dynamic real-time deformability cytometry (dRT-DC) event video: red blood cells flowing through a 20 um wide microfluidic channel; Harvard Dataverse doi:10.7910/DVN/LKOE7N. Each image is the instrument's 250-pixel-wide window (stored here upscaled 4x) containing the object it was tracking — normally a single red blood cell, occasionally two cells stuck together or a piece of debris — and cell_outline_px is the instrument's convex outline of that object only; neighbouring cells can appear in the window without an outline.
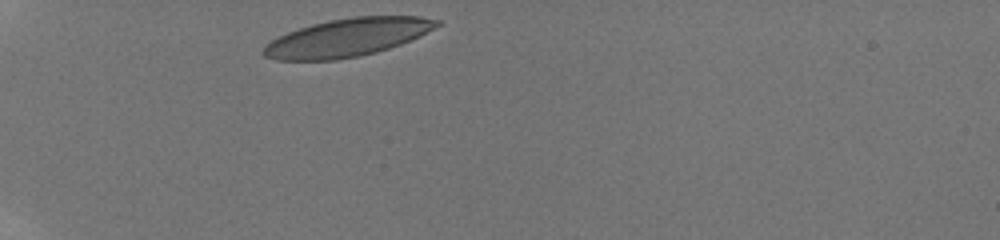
{"species": "human", "species_latin": "Homo sapiens", "temperature_condition": "room temperature", "stored_images_in_passage": 14, "camera_frame_rate_fps": 3000, "um_per_image_px": 0.085, "donor": {"sex": "male"}, "frame": {"image": 1, "passage_image": 1, "time_ms": 0.0, "image_size_px": [1000, 240], "cell_outline_px": [[440, 24], [420, 36], [400, 44], [376, 52], [360, 56], [332, 60], [276, 60], [264, 56], [260, 52], [264, 44], [288, 32], [312, 24], [328, 20], [352, 16], [420, 16], [440, 20]], "centroid_in_image_um": [29.5, 3.19], "position_along_channel_um": 55.5, "area_um2": 38.32}}
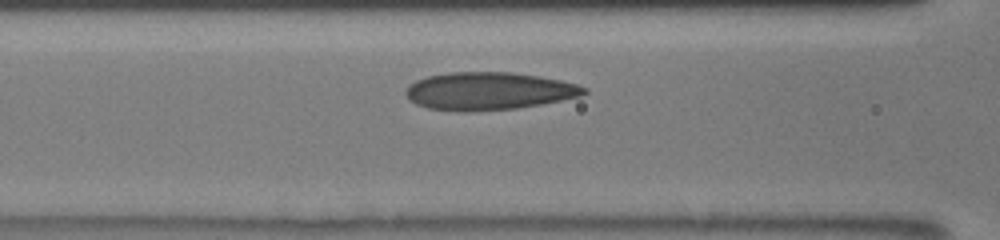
{"frame": {"image": 2, "passage_image": 9, "time_ms": 2.667, "image_size_px": [1000, 240], "cell_outline_px": [[588, 92], [580, 96], [540, 104], [516, 108], [464, 112], [428, 108], [416, 104], [408, 100], [404, 92], [408, 84], [416, 80], [428, 76], [448, 72], [512, 72], [540, 76], [560, 80], [576, 84], [588, 88]], "centroid_in_image_um": [41.5, 7.73], "position_along_channel_um": 125.1, "area_um2": 39.3}}
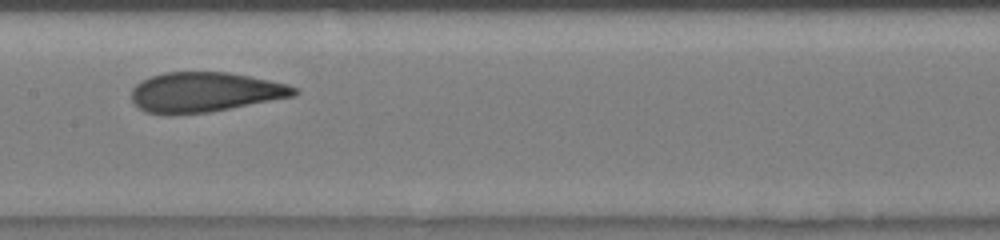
{"frame": {"image": 3, "passage_image": 13, "time_ms": 4.333, "image_size_px": [1000, 240], "cell_outline_px": [[300, 92], [296, 96], [208, 112], [144, 112], [132, 100], [132, 88], [140, 80], [148, 76], [164, 72], [228, 72], [288, 84], [296, 88]], "centroid_in_image_um": [17.44, 7.79], "position_along_channel_um": 190.0, "area_um2": 37.22}}